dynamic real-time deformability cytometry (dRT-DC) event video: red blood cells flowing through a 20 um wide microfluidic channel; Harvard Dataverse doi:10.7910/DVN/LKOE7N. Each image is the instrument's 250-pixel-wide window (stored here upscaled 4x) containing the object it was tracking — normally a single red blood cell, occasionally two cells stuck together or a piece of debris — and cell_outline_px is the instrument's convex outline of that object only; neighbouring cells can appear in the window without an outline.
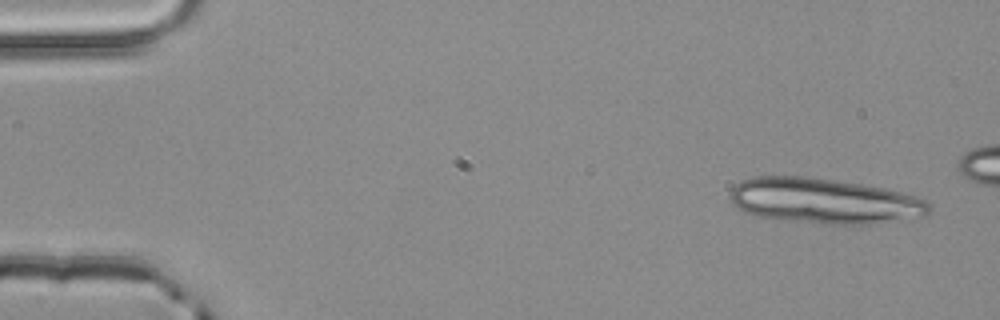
{"species": "common noctule bat (a hibernating species)", "species_latin": "Nyctalus noctula", "temperature_condition": "room temperature", "stored_images_in_passage": 15, "camera_frame_rate_fps": 3000, "um_per_image_px": 0.085, "animal": {"sex": "male", "body_mass_g": 20.4}, "frame": {"image": 1, "passage_image": 3, "time_ms": 0.667, "image_size_px": [1000, 320], "cell_outline_px": [[932, 208], [928, 216], [868, 224], [824, 224], [760, 216], [748, 212], [732, 204], [728, 200], [728, 196], [732, 188], [736, 184], [752, 176], [804, 176], [836, 180], [884, 188], [916, 196], [924, 200]], "centroid_in_image_um": [70.07, 17.07], "position_along_channel_um": 14.9, "area_um2": 52.42}}